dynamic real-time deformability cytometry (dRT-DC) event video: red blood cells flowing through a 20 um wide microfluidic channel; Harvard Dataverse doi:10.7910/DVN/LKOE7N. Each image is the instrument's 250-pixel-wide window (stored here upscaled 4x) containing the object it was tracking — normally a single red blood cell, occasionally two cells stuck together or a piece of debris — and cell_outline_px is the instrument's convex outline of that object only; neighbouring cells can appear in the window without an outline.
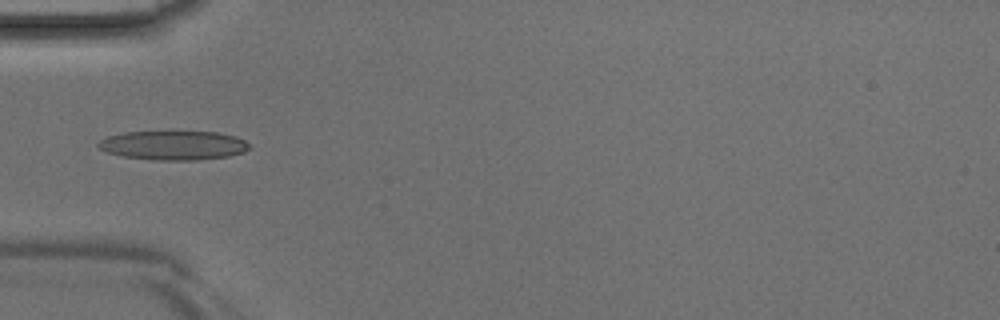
{"species": "Egyptian fruit bat (a non-hibernating species)", "species_latin": "Rousettus aegyptiacus", "temperature_condition": "room temperature", "stored_images_in_passage": 37, "camera_frame_rate_fps": 3000, "um_per_image_px": 0.085, "animal": {"sex": "male"}, "frame": {"image": 1, "passage_image": 10, "time_ms": 3.0, "image_size_px": [1000, 320], "cell_outline_px": [[252, 148], [244, 152], [228, 156], [196, 160], [152, 160], [124, 156], [108, 152], [100, 148], [96, 144], [100, 140], [108, 136], [124, 132], [216, 132], [236, 136], [244, 140]], "centroid_in_image_um": [14.76, 12.35], "position_along_channel_um": 70.2, "area_um2": 25.55}}
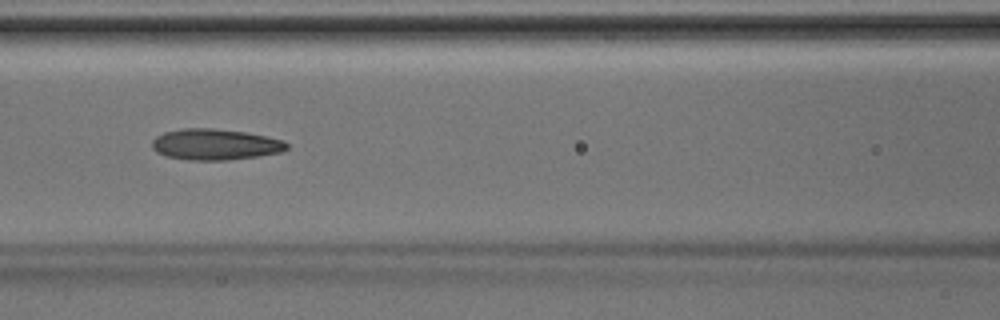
{"frame": {"image": 2, "passage_image": 15, "time_ms": 4.667, "image_size_px": [1000, 320], "cell_outline_px": [[288, 148], [280, 152], [260, 156], [228, 160], [188, 160], [164, 156], [156, 152], [152, 148], [152, 140], [156, 136], [164, 132], [184, 128], [212, 128], [244, 132], [268, 136], [284, 140], [288, 144]], "centroid_in_image_um": [18.28, 12.28], "position_along_channel_um": 148.3, "area_um2": 24.57}}
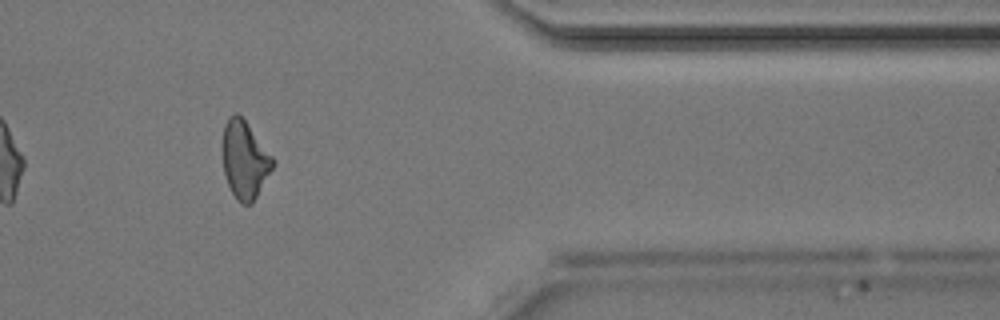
{"frame": {"image": 3, "passage_image": 32, "time_ms": 10.333, "image_size_px": [1000, 320], "cell_outline_px": [[276, 160], [272, 168], [252, 204], [240, 204], [236, 200], [228, 184], [224, 172], [220, 148], [224, 124], [228, 116], [236, 112], [244, 120]], "centroid_in_image_um": [20.75, 13.57], "position_along_channel_um": 390.6, "area_um2": 22.95}}